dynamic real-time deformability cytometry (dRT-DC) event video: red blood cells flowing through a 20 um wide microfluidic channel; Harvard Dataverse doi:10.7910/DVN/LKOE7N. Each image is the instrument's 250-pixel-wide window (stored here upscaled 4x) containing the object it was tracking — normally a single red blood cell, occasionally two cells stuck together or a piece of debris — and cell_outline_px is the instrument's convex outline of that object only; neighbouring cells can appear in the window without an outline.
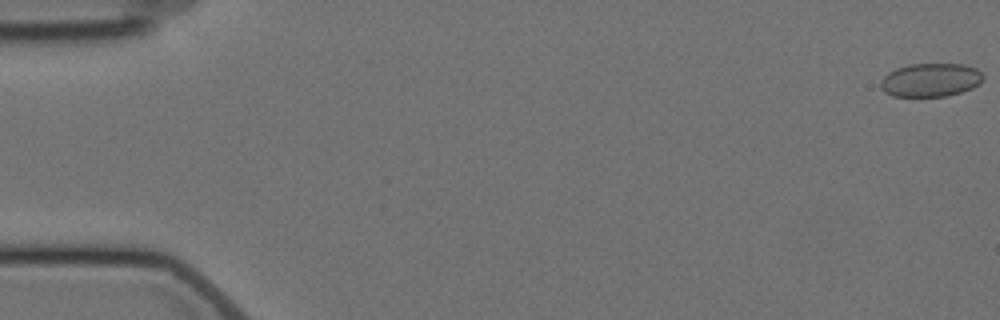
{"species": "Egyptian fruit bat (a non-hibernating species)", "species_latin": "Rousettus aegyptiacus", "temperature_condition": "cold", "stored_images_in_passage": 5, "camera_frame_rate_fps": 3000, "um_per_image_px": 0.085, "animal": {"sex": "female"}, "frame": {"image": 1, "passage_image": 1, "time_ms": 0.0, "image_size_px": [1000, 320], "cell_outline_px": [[984, 76], [980, 84], [972, 88], [948, 96], [892, 96], [884, 92], [880, 88], [880, 80], [888, 72], [896, 68], [908, 64], [964, 64], [976, 68]], "centroid_in_image_um": [79.08, 6.79], "position_along_channel_um": 5.9, "area_um2": 20.17}}
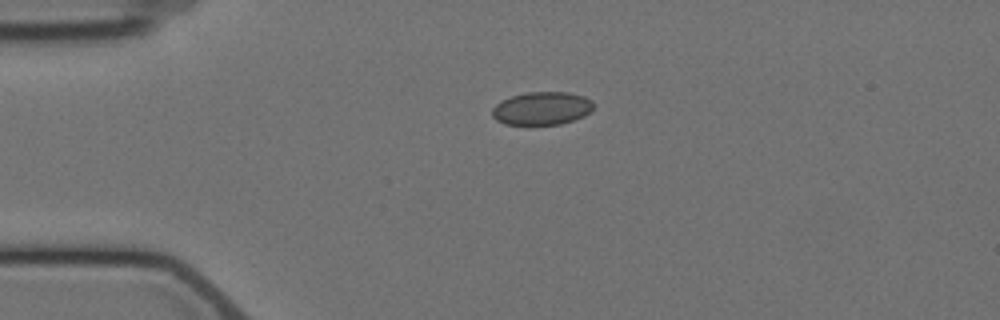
{"frame": {"image": 2, "passage_image": 4, "time_ms": 4.333, "image_size_px": [1000, 320], "cell_outline_px": [[592, 108], [584, 116], [560, 124], [504, 124], [496, 120], [492, 116], [492, 108], [496, 104], [512, 96], [528, 92], [568, 92], [584, 96], [592, 100]], "centroid_in_image_um": [46.05, 9.21], "position_along_channel_um": 39.0, "area_um2": 19.31}}